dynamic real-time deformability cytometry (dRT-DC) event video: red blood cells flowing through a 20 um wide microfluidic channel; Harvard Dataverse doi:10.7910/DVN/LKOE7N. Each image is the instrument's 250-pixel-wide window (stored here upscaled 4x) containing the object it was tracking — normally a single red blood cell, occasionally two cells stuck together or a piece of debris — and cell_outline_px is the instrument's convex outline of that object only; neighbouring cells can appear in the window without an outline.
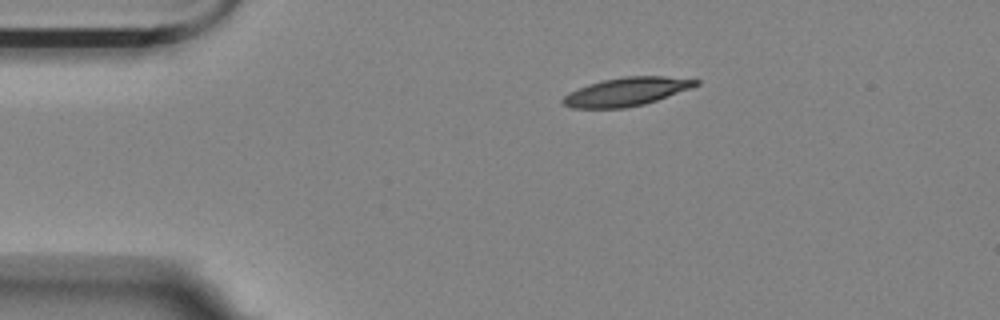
{"species": "Egyptian fruit bat (a non-hibernating species)", "species_latin": "Rousettus aegyptiacus", "temperature_condition": "room temperature", "stored_images_in_passage": 7, "camera_frame_rate_fps": 3000, "um_per_image_px": 0.085, "animal": {"sex": "female"}, "frame": {"image": 1, "passage_image": 1, "time_ms": 0.0, "image_size_px": [1000, 320], "cell_outline_px": [[700, 84], [656, 100], [644, 104], [624, 108], [572, 108], [564, 104], [560, 100], [564, 96], [588, 84], [604, 80], [624, 76], [664, 76], [700, 80]], "centroid_in_image_um": [53.24, 7.79], "position_along_channel_um": 31.8, "area_um2": 21.62}}
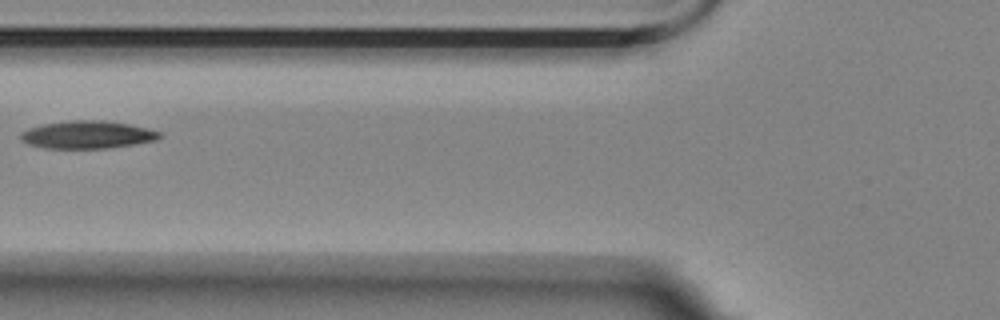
{"frame": {"image": 2, "passage_image": 4, "time_ms": 1.0, "image_size_px": [1000, 320], "cell_outline_px": [[160, 136], [156, 140], [136, 144], [108, 148], [44, 148], [28, 144], [20, 140], [20, 132], [28, 128], [40, 124], [72, 120], [104, 120], [128, 124], [148, 128], [160, 132]], "centroid_in_image_um": [7.38, 11.44], "position_along_channel_um": 118.4, "area_um2": 22.54}}
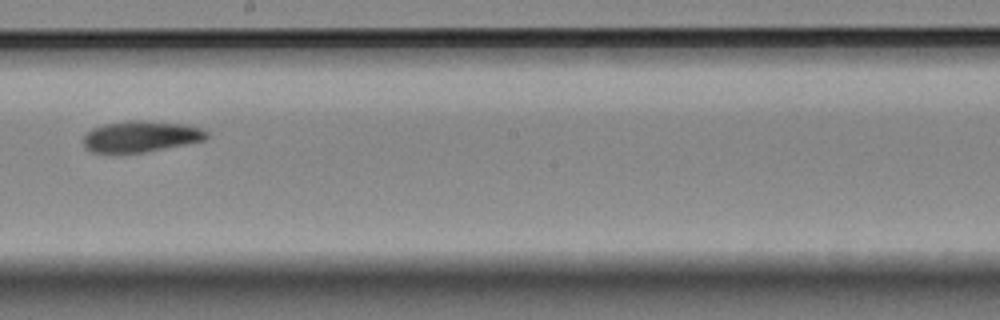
{"frame": {"image": 3, "passage_image": 7, "time_ms": 2.0, "image_size_px": [1000, 320], "cell_outline_px": [[208, 140], [144, 152], [112, 156], [92, 152], [84, 148], [84, 136], [92, 128], [104, 124], [128, 120], [144, 120], [184, 124], [200, 128], [208, 132]], "centroid_in_image_um": [11.93, 11.63], "position_along_channel_um": 236.3, "area_um2": 23.12}}